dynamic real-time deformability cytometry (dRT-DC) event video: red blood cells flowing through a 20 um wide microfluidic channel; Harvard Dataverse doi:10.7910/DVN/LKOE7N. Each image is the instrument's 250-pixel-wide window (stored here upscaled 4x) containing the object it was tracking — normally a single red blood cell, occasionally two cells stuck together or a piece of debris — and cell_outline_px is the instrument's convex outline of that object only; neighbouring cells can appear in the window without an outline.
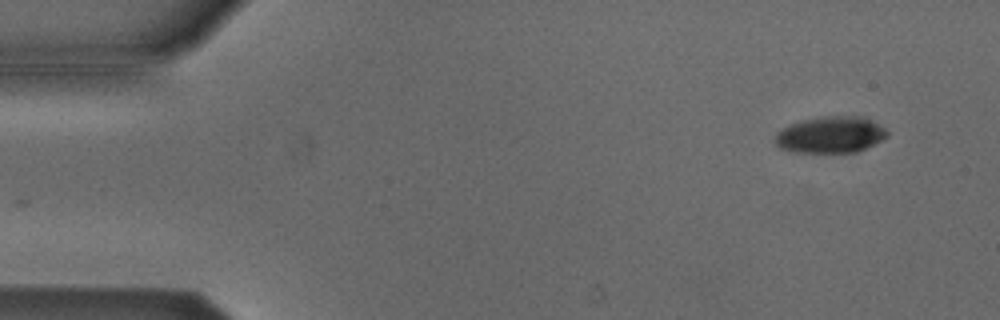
{"species": "Egyptian fruit bat (a non-hibernating species)", "species_latin": "Rousettus aegyptiacus", "temperature_condition": "cold", "stored_images_in_passage": 50, "camera_frame_rate_fps": 3000, "um_per_image_px": 0.085, "animal": {"sex": "male"}, "frame": {"image": 1, "passage_image": 1, "time_ms": 0.0, "image_size_px": [1000, 320], "cell_outline_px": [[888, 136], [856, 152], [796, 152], [780, 148], [776, 144], [776, 132], [792, 124], [804, 120], [820, 116], [864, 116], [884, 128], [888, 132]], "centroid_in_image_um": [70.6, 11.44], "position_along_channel_um": 14.4, "area_um2": 23.47}}
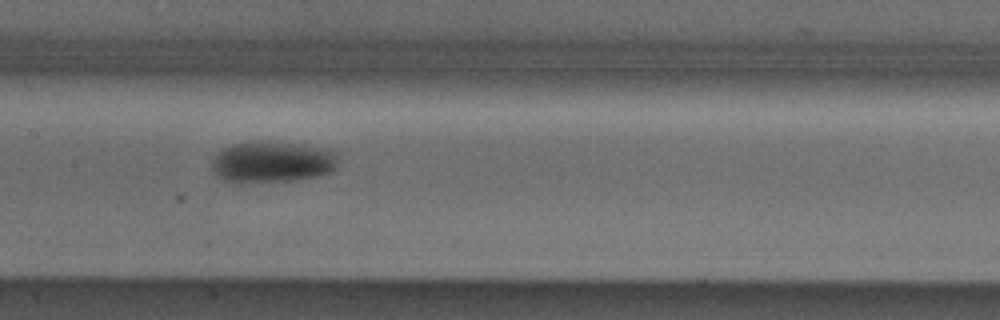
{"frame": {"image": 2, "passage_image": 23, "time_ms": 7.333, "image_size_px": [1000, 320], "cell_outline_px": [[340, 160], [336, 168], [332, 172], [320, 176], [300, 180], [240, 184], [232, 184], [216, 176], [212, 172], [212, 160], [216, 152], [232, 144], [268, 140], [304, 144], [332, 148], [340, 152]], "centroid_in_image_um": [23.21, 13.77], "position_along_channel_um": 184.2, "area_um2": 32.14}}
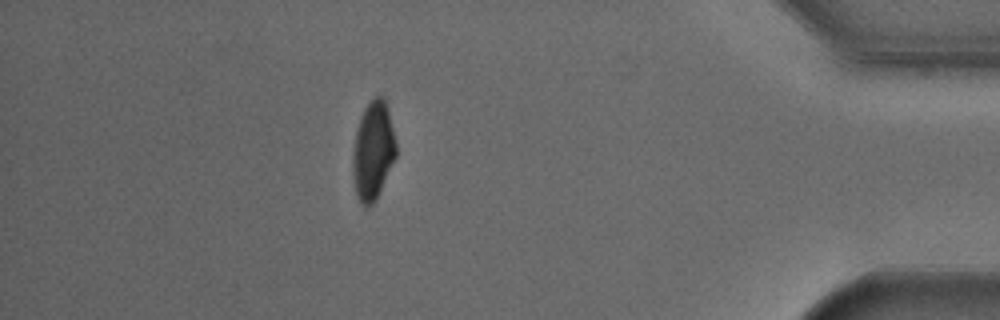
{"frame": {"image": 3, "passage_image": 44, "time_ms": 14.333, "image_size_px": [1000, 320], "cell_outline_px": [[396, 156], [372, 204], [368, 208], [360, 204], [356, 196], [352, 172], [352, 156], [356, 132], [360, 116], [364, 108], [376, 96], [384, 96], [388, 108], [396, 140]], "centroid_in_image_um": [31.69, 12.79], "position_along_channel_um": 403.5, "area_um2": 24.68}, "authors_computed_cell_mechanics": {"area_um2": 26.8481, "velocity_mm_per_s": 3.8216, "shape_relaxation_time_tau1_ms": 1.8327, "shape_relaxation_time_tau2_ms": null, "deformation_change_tau1": 0.1184, "deformation_change_tau2": null}}